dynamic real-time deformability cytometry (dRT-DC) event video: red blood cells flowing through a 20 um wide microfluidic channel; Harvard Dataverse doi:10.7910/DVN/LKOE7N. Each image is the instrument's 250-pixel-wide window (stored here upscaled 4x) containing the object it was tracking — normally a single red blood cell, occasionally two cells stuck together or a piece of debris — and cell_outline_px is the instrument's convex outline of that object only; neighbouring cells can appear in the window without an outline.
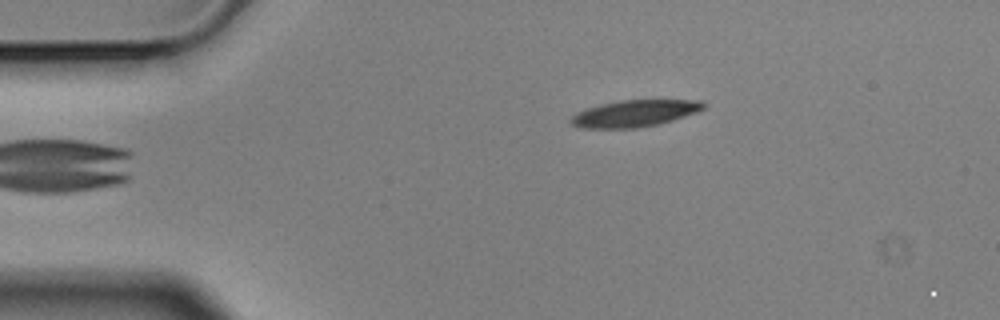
{"species": "Egyptian fruit bat (a non-hibernating species)", "species_latin": "Rousettus aegyptiacus", "temperature_condition": "cold", "stored_images_in_passage": 5, "camera_frame_rate_fps": 3000, "um_per_image_px": 0.085, "animal": {"sex": "male"}, "frame": {"image": 1, "passage_image": 5, "time_ms": 1.333, "image_size_px": [1000, 320], "cell_outline_px": [[708, 104], [704, 108], [696, 112], [660, 124], [636, 128], [580, 128], [568, 124], [568, 120], [576, 112], [584, 108], [600, 104], [620, 100], [704, 100]], "centroid_in_image_um": [53.9, 9.64], "position_along_channel_um": 31.1, "area_um2": 20.98}}